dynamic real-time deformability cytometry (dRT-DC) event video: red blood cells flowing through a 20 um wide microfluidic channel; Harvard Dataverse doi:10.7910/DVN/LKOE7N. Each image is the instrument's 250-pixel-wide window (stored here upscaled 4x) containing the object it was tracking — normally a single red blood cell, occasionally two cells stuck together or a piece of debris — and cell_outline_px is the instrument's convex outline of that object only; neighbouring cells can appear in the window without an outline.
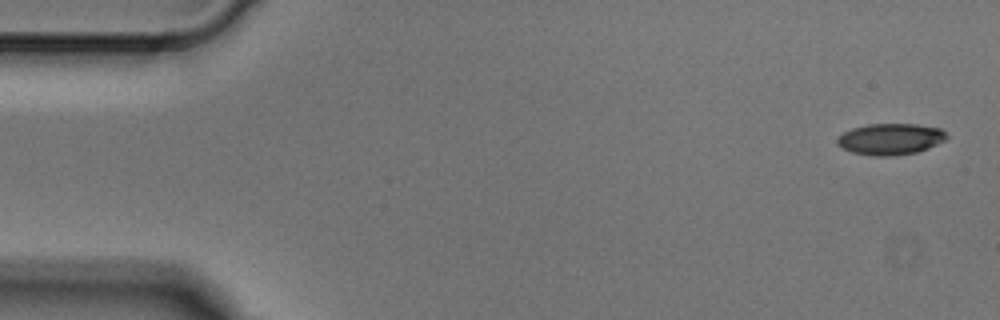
{"species": "Egyptian fruit bat (a non-hibernating species)", "species_latin": "Rousettus aegyptiacus", "temperature_condition": "cold", "stored_images_in_passage": 3, "camera_frame_rate_fps": 3000, "um_per_image_px": 0.085, "animal": {"sex": "male"}, "frame": {"image": 1, "passage_image": 1, "time_ms": 0.0, "image_size_px": [1000, 320], "cell_outline_px": [[948, 136], [944, 140], [928, 148], [916, 152], [888, 156], [876, 156], [852, 152], [836, 144], [836, 140], [844, 132], [852, 128], [868, 124], [916, 124], [940, 128]], "centroid_in_image_um": [75.67, 11.81], "position_along_channel_um": 9.3, "area_um2": 19.71}}